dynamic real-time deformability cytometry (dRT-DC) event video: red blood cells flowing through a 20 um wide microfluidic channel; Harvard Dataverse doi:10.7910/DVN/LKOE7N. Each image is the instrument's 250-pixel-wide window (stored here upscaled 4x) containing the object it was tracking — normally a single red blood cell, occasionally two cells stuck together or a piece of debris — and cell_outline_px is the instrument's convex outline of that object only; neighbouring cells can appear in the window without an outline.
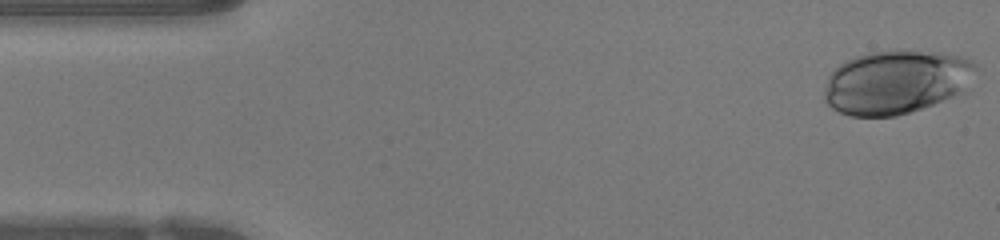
{"species": "human", "species_latin": "Homo sapiens", "temperature_condition": "warm", "stored_images_in_passage": 46, "camera_frame_rate_fps": 3000, "um_per_image_px": 0.085, "donor": {"sex": "female"}, "frame": {"image": 1, "passage_image": 1, "time_ms": 0.0, "image_size_px": [1000, 240], "cell_outline_px": [[980, 68], [968, 92], [896, 116], [848, 116], [832, 108], [824, 100], [824, 88], [828, 76], [840, 64], [856, 56], [872, 52], [892, 48], [908, 48], [940, 52], [964, 56], [972, 60]], "centroid_in_image_um": [76.28, 6.93], "position_along_channel_um": 8.7, "area_um2": 57.86}}
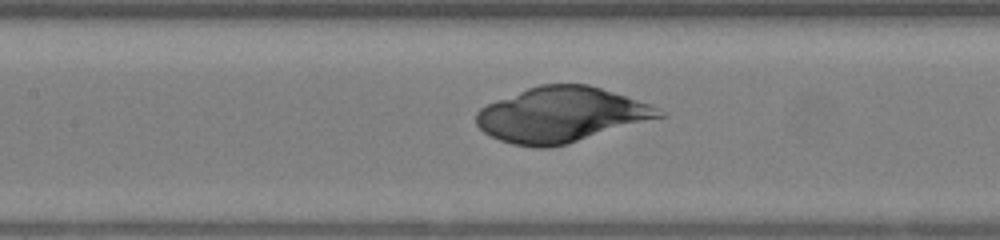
{"frame": {"image": 2, "passage_image": 20, "time_ms": 6.333, "image_size_px": [1000, 240], "cell_outline_px": [[668, 116], [568, 144], [548, 148], [532, 148], [512, 144], [500, 140], [484, 132], [476, 124], [476, 112], [480, 108], [496, 100], [528, 88], [540, 84], [588, 84], [660, 108]], "centroid_in_image_um": [47.72, 9.77], "position_along_channel_um": 159.7, "area_um2": 58.72}}
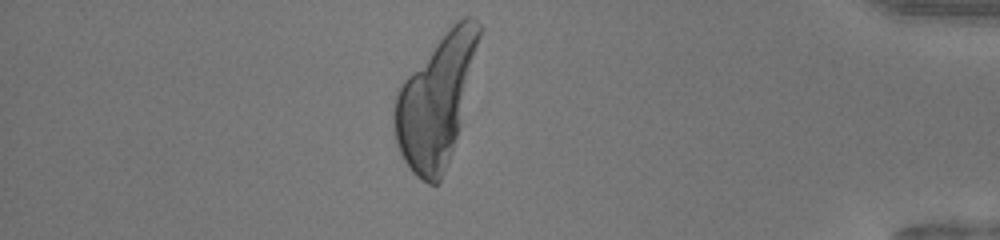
{"frame": {"image": 3, "passage_image": 40, "time_ms": 13.0, "image_size_px": [1000, 240], "cell_outline_px": [[484, 28], [460, 124], [448, 164], [440, 180], [436, 184], [428, 184], [416, 176], [412, 172], [404, 160], [396, 144], [392, 120], [392, 108], [396, 96], [404, 80], [444, 32], [452, 24], [464, 16], [472, 16]], "centroid_in_image_um": [37.08, 8.54], "position_along_channel_um": 398.1, "area_um2": 63.93}}